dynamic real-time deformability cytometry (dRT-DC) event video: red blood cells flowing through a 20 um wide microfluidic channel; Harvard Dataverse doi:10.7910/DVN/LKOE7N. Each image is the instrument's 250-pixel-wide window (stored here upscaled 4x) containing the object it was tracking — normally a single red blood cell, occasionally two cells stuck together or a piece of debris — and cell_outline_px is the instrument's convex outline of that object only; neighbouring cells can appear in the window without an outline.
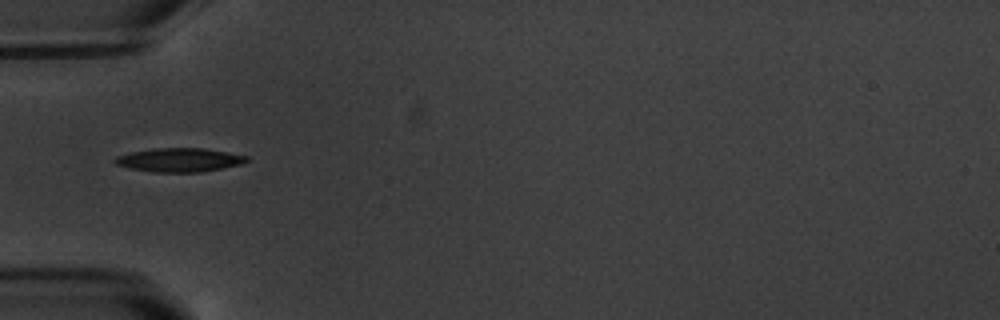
{"species": "common noctule bat (a hibernating species)", "species_latin": "Nyctalus noctula", "temperature_condition": "warm", "stored_images_in_passage": 2, "camera_frame_rate_fps": 3000, "um_per_image_px": 0.085, "animal": {"sex": "male", "body_mass_g": 20.1, "forearm_length_mm": 53.5}, "frame": {"image": 1, "passage_image": 2, "time_ms": 1.333, "image_size_px": [1000, 320], "cell_outline_px": [[252, 160], [240, 164], [200, 172], [152, 172], [128, 168], [116, 164], [112, 160], [116, 156], [132, 152], [156, 148], [204, 148], [228, 152], [248, 156]], "centroid_in_image_um": [15.25, 13.59], "position_along_channel_um": 69.8, "area_um2": 18.26}}